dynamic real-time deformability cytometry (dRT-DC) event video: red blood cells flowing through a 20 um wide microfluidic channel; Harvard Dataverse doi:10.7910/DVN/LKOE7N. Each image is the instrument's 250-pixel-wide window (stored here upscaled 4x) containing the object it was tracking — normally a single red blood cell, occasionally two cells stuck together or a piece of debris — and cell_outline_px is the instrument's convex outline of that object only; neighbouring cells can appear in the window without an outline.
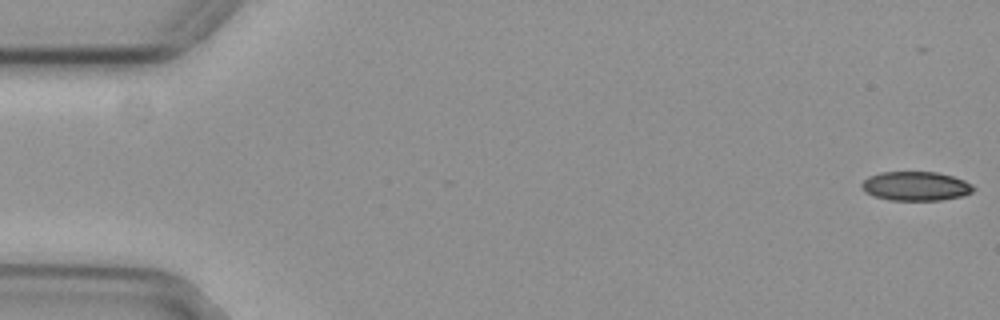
{"species": "common noctule bat (a hibernating species)", "species_latin": "Nyctalus noctula", "temperature_condition": "cold", "stored_images_in_passage": 56, "camera_frame_rate_fps": 3000, "um_per_image_px": 0.085, "animal": {"sex": "female", "body_mass_g": 29.2, "forearm_length_mm": 56.3}, "frame": {"image": 1, "passage_image": 1, "time_ms": 0.0, "image_size_px": [1000, 320], "cell_outline_px": [[976, 188], [972, 192], [960, 196], [940, 200], [888, 200], [872, 196], [864, 192], [860, 188], [860, 184], [868, 176], [880, 172], [936, 172], [952, 176], [964, 180], [972, 184]], "centroid_in_image_um": [77.79, 15.82], "position_along_channel_um": 7.2, "area_um2": 19.13}}
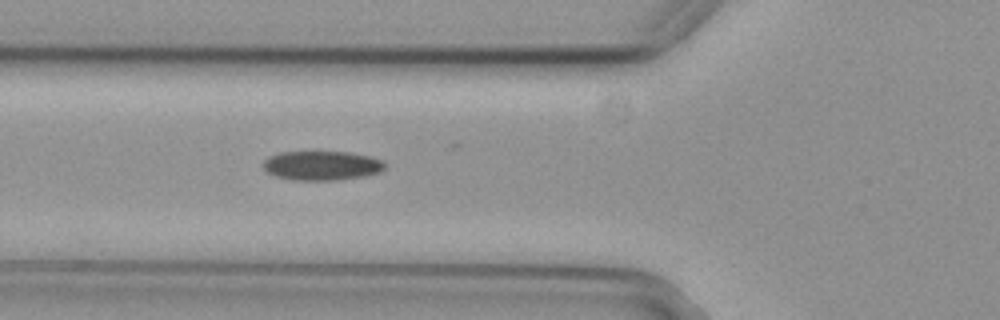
{"frame": {"image": 2, "passage_image": 20, "time_ms": 6.333, "image_size_px": [1000, 320], "cell_outline_px": [[384, 168], [380, 172], [368, 176], [336, 180], [292, 180], [276, 176], [268, 172], [264, 168], [264, 160], [268, 156], [280, 152], [348, 152], [368, 156], [380, 160], [384, 164]], "centroid_in_image_um": [27.34, 14.08], "position_along_channel_um": 98.5, "area_um2": 20.69}}
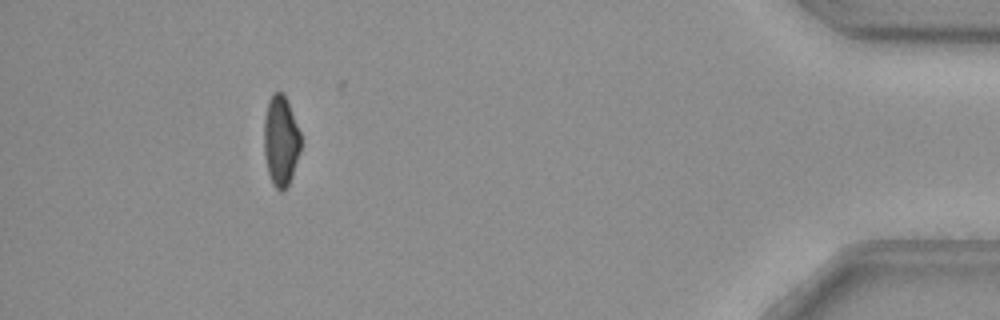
{"frame": {"image": 3, "passage_image": 50, "time_ms": 16.333, "image_size_px": [1000, 320], "cell_outline_px": [[300, 152], [292, 176], [288, 184], [280, 192], [272, 184], [268, 172], [264, 156], [264, 120], [268, 100], [272, 92], [280, 92], [284, 96], [288, 104], [300, 132]], "centroid_in_image_um": [23.85, 11.98], "position_along_channel_um": 411.4, "area_um2": 19.19}}